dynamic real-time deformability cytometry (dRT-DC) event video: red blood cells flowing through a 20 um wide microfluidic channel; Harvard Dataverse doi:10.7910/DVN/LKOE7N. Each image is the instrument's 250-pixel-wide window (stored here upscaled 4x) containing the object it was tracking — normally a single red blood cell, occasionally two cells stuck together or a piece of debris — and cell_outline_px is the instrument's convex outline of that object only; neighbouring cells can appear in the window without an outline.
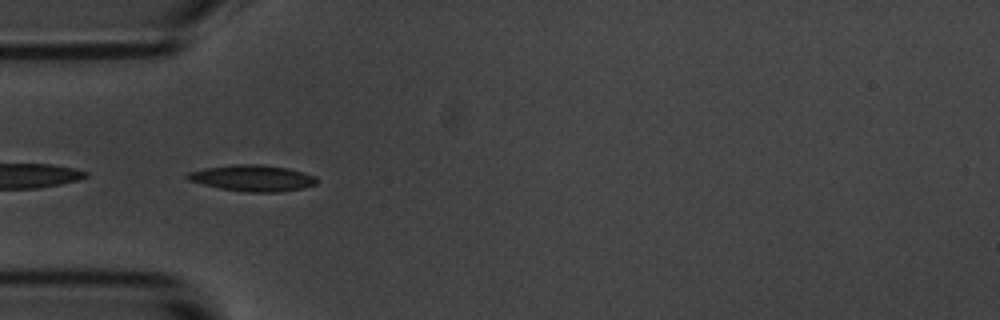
{"species": "common noctule bat (a hibernating species)", "species_latin": "Nyctalus noctula", "temperature_condition": "room temperature", "stored_images_in_passage": 40, "camera_frame_rate_fps": 3000, "um_per_image_px": 0.085, "animal": {"sex": "male", "body_mass_g": 20.1, "forearm_length_mm": 53.5}, "frame": {"image": 1, "passage_image": 1, "time_ms": 0.0, "image_size_px": [1000, 320], "cell_outline_px": [[316, 184], [304, 188], [280, 192], [248, 192], [220, 188], [188, 180], [184, 176], [188, 172], [204, 168], [232, 164], [260, 164], [288, 168], [304, 172], [316, 176]], "centroid_in_image_um": [21.47, 15.13], "position_along_channel_um": 63.5, "area_um2": 19.83}}
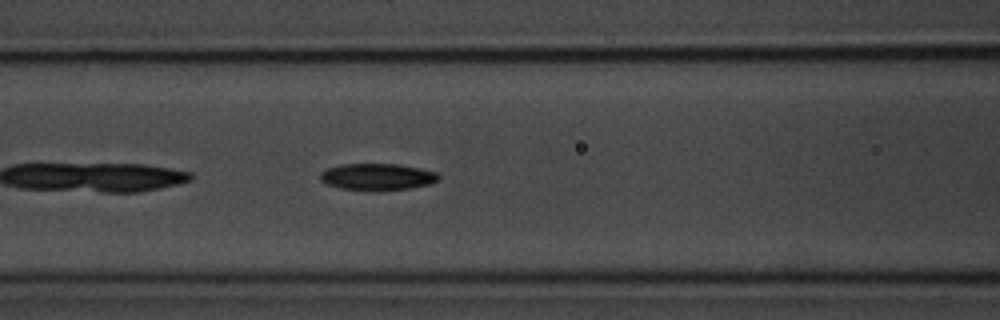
{"frame": {"image": 2, "passage_image": 7, "time_ms": 2.0, "image_size_px": [1000, 320], "cell_outline_px": [[440, 176], [436, 180], [428, 184], [412, 188], [380, 192], [376, 192], [340, 188], [328, 184], [320, 180], [320, 172], [328, 168], [340, 164], [396, 164], [420, 168], [436, 172]], "centroid_in_image_um": [32.05, 15.05], "position_along_channel_um": 134.5, "area_um2": 18.67}}
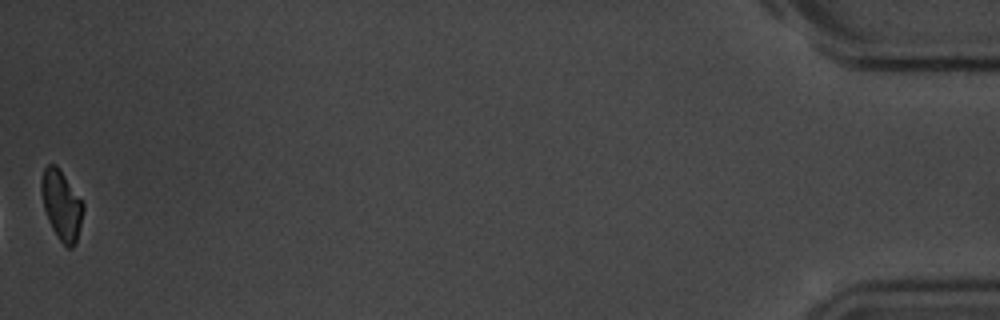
{"frame": {"image": 3, "passage_image": 40, "time_ms": 13.0, "image_size_px": [1000, 320], "cell_outline_px": [[84, 208], [76, 240], [72, 248], [68, 248], [56, 236], [48, 220], [44, 208], [40, 192], [40, 180], [44, 168], [48, 164], [56, 164], [84, 204]], "centroid_in_image_um": [5.19, 17.41], "position_along_channel_um": 430.0, "area_um2": 16.76}, "authors_computed_cell_mechanics": {"area_um2": 18.1781, "velocity_mm_per_s": 3.5594, "shape_relaxation_time_tau1_ms": 3.3307, "shape_relaxation_time_tau2_ms": null, "deformation_change_tau1": 0.1312, "deformation_change_tau2": null}}